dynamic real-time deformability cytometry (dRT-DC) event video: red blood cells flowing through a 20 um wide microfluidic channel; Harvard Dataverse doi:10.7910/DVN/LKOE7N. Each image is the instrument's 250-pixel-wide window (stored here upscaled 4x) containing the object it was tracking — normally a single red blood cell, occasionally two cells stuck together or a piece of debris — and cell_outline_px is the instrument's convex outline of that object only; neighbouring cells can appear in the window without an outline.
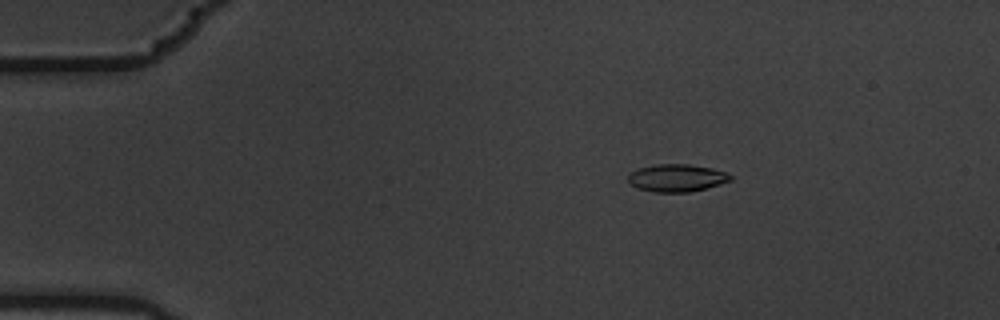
{"species": "common noctule bat (a hibernating species)", "species_latin": "Nyctalus noctula", "temperature_condition": "warm", "stored_images_in_passage": 5, "camera_frame_rate_fps": 3000, "um_per_image_px": 0.085, "animal": {"sex": "male", "body_mass_g": 19.5, "forearm_length_mm": 54.6}, "frame": {"image": 1, "passage_image": 3, "time_ms": 0.667, "image_size_px": [1000, 320], "cell_outline_px": [[732, 180], [720, 184], [688, 192], [656, 192], [636, 188], [628, 180], [628, 176], [632, 172], [640, 168], [656, 164], [688, 164], [712, 168], [724, 172], [732, 176]], "centroid_in_image_um": [57.52, 15.12], "position_along_channel_um": 27.5, "area_um2": 16.18}}